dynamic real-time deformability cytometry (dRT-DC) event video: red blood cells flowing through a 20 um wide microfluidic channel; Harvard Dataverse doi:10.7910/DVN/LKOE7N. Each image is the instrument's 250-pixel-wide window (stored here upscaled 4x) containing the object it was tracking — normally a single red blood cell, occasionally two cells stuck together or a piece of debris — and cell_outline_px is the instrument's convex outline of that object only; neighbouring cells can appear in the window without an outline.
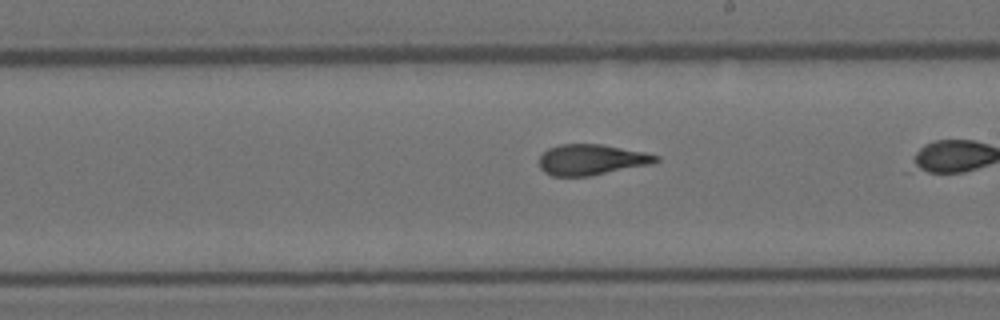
{"species": "Egyptian fruit bat (a non-hibernating species)", "species_latin": "Rousettus aegyptiacus", "temperature_condition": "room temperature", "stored_images_in_passage": 38, "camera_frame_rate_fps": 3000, "um_per_image_px": 0.085, "animal": {"sex": "female"}, "frame": {"image": 1, "passage_image": 28, "time_ms": 9.0, "image_size_px": [1000, 320], "cell_outline_px": [[660, 160], [656, 164], [588, 176], [552, 176], [544, 172], [540, 168], [540, 156], [548, 148], [560, 144], [600, 144], [644, 152], [660, 156]], "centroid_in_image_um": [50.32, 13.58], "position_along_channel_um": 238.7, "area_um2": 21.04}}
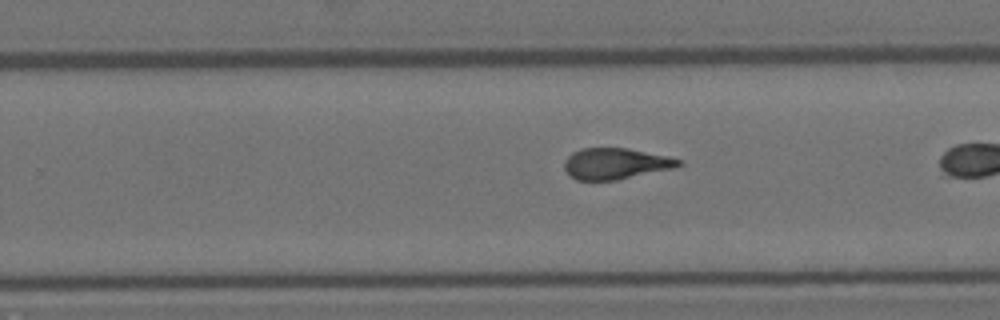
{"frame": {"image": 2, "passage_image": 31, "time_ms": 10.0, "image_size_px": [1000, 320], "cell_outline_px": [[684, 164], [676, 168], [616, 180], [576, 180], [568, 176], [564, 168], [564, 160], [572, 152], [580, 148], [628, 148], [668, 156], [680, 160]], "centroid_in_image_um": [52.31, 13.91], "position_along_channel_um": 277.5, "area_um2": 20.98}}